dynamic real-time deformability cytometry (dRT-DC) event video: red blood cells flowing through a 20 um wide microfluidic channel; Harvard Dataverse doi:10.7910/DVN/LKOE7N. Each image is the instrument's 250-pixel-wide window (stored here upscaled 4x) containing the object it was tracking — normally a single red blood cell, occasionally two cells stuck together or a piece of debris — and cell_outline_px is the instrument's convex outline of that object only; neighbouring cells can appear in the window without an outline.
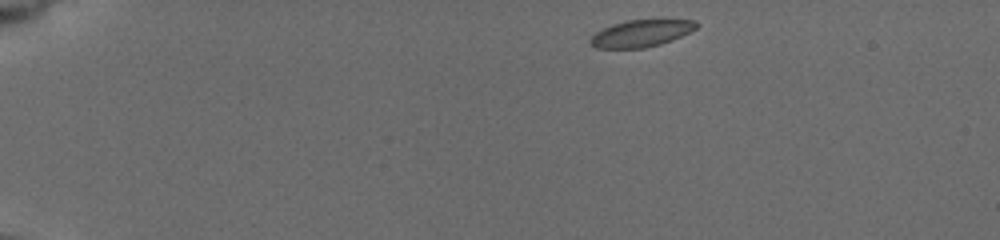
{"species": "common noctule bat (a hibernating species)", "species_latin": "Nyctalus noctula", "temperature_condition": "cold", "stored_images_in_passage": 14, "camera_frame_rate_fps": 3000, "um_per_image_px": 0.085, "animal": {"sex": "female", "body_mass_g": 19.5, "forearm_length_mm": 54.1}, "frame": {"image": 1, "passage_image": 1, "time_ms": 0.0, "image_size_px": [1000, 240], "cell_outline_px": [[700, 24], [696, 28], [672, 40], [660, 44], [644, 48], [596, 48], [588, 44], [588, 40], [596, 32], [612, 24], [628, 20], [696, 20]], "centroid_in_image_um": [54.46, 2.84], "position_along_channel_um": 30.5, "area_um2": 16.59}}
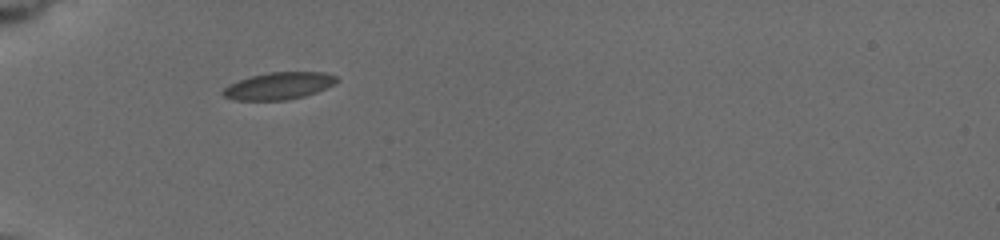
{"frame": {"image": 2, "passage_image": 8, "time_ms": 3.0, "image_size_px": [1000, 240], "cell_outline_px": [[336, 80], [332, 84], [316, 92], [304, 96], [288, 100], [232, 100], [224, 96], [220, 92], [228, 84], [252, 76], [268, 72], [324, 72], [336, 76]], "centroid_in_image_um": [23.63, 7.3], "position_along_channel_um": 61.4, "area_um2": 17.8}}
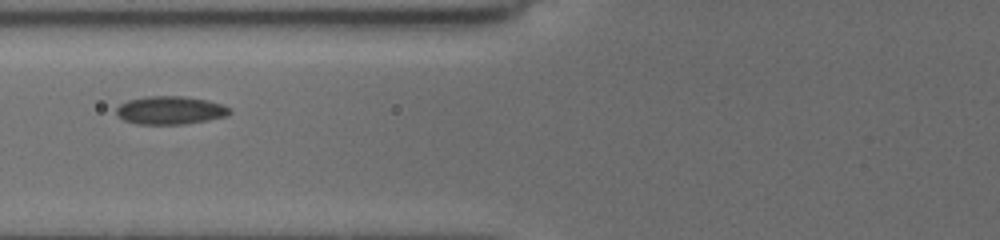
{"frame": {"image": 3, "passage_image": 12, "time_ms": 4.667, "image_size_px": [1000, 240], "cell_outline_px": [[232, 112], [228, 116], [208, 120], [180, 124], [136, 124], [124, 120], [116, 116], [116, 108], [120, 104], [128, 100], [144, 96], [184, 96], [208, 100], [224, 104], [232, 108]], "centroid_in_image_um": [14.5, 9.36], "position_along_channel_um": 111.3, "area_um2": 18.9}}